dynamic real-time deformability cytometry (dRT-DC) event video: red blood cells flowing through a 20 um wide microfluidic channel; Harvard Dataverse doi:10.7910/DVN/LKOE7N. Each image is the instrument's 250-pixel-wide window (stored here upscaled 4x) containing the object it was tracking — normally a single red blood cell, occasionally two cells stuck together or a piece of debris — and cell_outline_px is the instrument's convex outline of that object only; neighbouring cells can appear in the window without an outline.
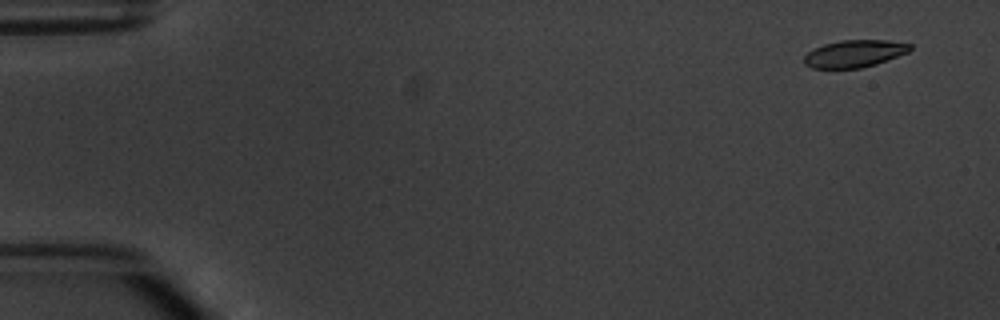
{"species": "common noctule bat (a hibernating species)", "species_latin": "Nyctalus noctula", "temperature_condition": "warm", "stored_images_in_passage": 5, "segment_of_instrument_passage": [1, 2], "camera_frame_rate_fps": 3000, "um_per_image_px": 0.085, "animal": {"sex": "male", "body_mass_g": 20.1, "forearm_length_mm": 53.5}, "frame": {"image": 1, "passage_image": 1, "time_ms": 0.0, "image_size_px": [1000, 320], "cell_outline_px": [[912, 48], [908, 52], [876, 64], [860, 68], [812, 68], [804, 64], [804, 56], [808, 52], [824, 44], [840, 40], [888, 40], [912, 44]], "centroid_in_image_um": [72.63, 4.55], "position_along_channel_um": 12.4, "area_um2": 16.76}}